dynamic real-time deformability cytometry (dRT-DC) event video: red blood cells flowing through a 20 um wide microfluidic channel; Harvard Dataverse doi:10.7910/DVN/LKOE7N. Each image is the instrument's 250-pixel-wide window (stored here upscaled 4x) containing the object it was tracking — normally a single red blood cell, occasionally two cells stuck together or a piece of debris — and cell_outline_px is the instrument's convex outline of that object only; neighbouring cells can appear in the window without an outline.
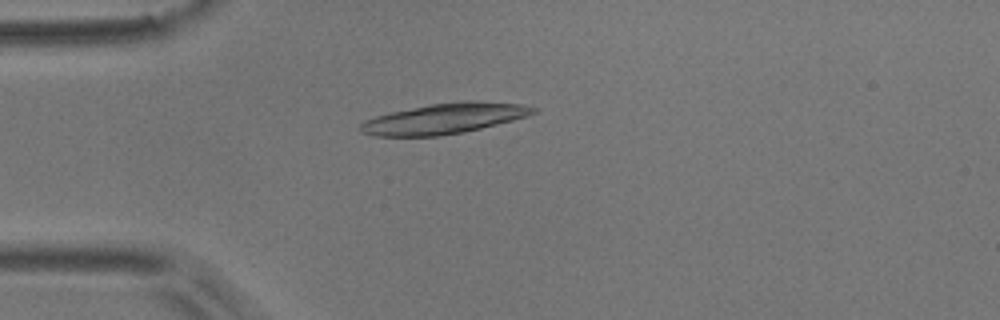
{"species": "common noctule bat (a hibernating species)", "species_latin": "Nyctalus noctula", "temperature_condition": "room temperature", "stored_images_in_passage": 52, "camera_frame_rate_fps": 3000, "um_per_image_px": 0.085, "animal": {"sex": "male", "body_mass_g": 17.9}, "frame": {"image": 1, "passage_image": 13, "time_ms": 4.0, "image_size_px": [1000, 320], "cell_outline_px": [[536, 112], [528, 116], [464, 132], [440, 136], [376, 136], [360, 132], [360, 124], [364, 120], [376, 116], [392, 112], [428, 104], [464, 100], [472, 100], [520, 104], [536, 108]], "centroid_in_image_um": [37.74, 10.07], "position_along_channel_um": 47.3, "area_um2": 30.58}}
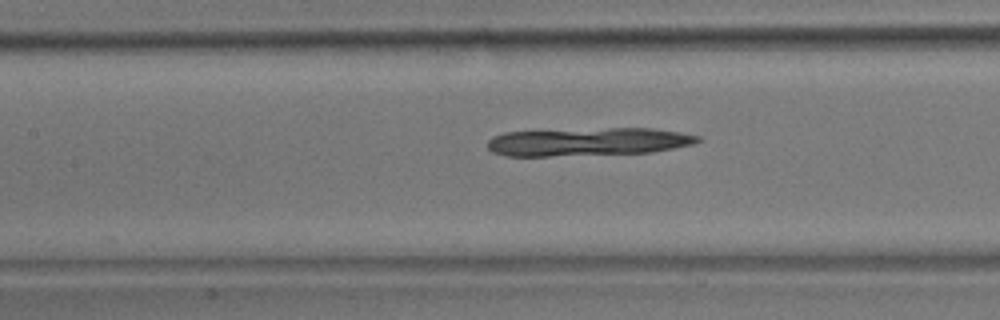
{"frame": {"image": 2, "passage_image": 23, "time_ms": 7.333, "image_size_px": [1000, 320], "cell_outline_px": [[704, 140], [692, 144], [652, 152], [548, 156], [504, 156], [492, 152], [488, 148], [488, 140], [492, 136], [504, 132], [608, 128], [652, 128], [680, 132], [700, 136]], "centroid_in_image_um": [49.97, 12.05], "position_along_channel_um": 157.4, "area_um2": 34.45}}